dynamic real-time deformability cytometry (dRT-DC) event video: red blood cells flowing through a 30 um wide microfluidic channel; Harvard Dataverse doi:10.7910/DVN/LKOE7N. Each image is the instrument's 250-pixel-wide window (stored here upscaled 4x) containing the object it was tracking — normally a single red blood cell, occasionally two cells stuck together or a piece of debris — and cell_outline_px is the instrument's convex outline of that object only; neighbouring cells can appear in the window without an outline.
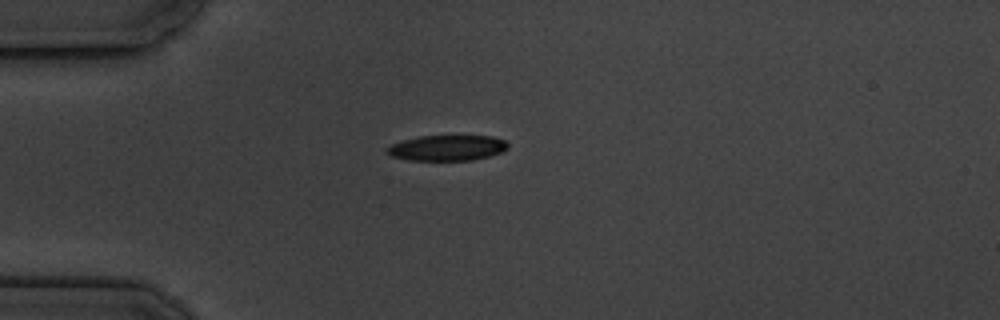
{"species": "common noctule bat (a hibernating species)", "species_latin": "Nyctalus noctula", "temperature_condition": "cold", "stored_images_in_passage": 1, "camera_frame_rate_fps": 3000, "um_per_image_px": 0.085, "animal": {"sex": "male", "body_mass_g": 19.5, "forearm_length_mm": 54.6}, "frame": {"image": 1, "passage_image": 1, "time_ms": 0.0, "image_size_px": [1000, 320], "cell_outline_px": [[508, 148], [500, 152], [488, 156], [472, 160], [408, 160], [392, 156], [384, 152], [384, 148], [400, 140], [420, 136], [492, 136], [504, 140], [508, 144]], "centroid_in_image_um": [37.94, 12.57], "position_along_channel_um": 47.1, "area_um2": 18.03}}